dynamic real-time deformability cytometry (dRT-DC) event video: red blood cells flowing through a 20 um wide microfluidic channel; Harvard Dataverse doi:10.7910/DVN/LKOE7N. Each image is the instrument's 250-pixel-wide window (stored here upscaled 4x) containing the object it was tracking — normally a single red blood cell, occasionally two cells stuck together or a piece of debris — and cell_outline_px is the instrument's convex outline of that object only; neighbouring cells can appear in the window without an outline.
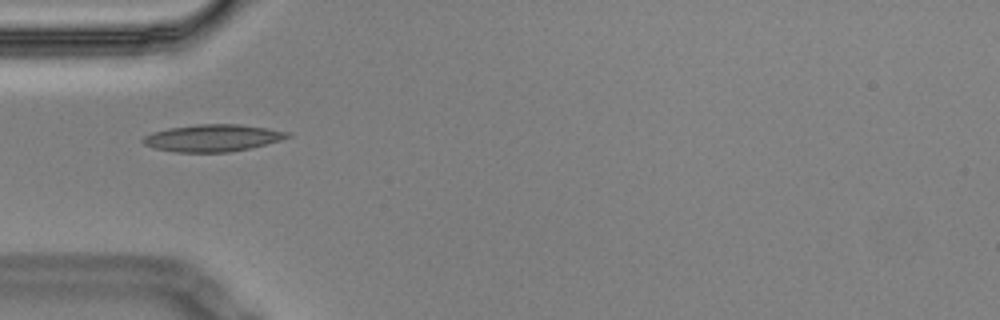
{"species": "Egyptian fruit bat (a non-hibernating species)", "species_latin": "Rousettus aegyptiacus", "temperature_condition": "cold", "stored_images_in_passage": 11, "camera_frame_rate_fps": 3000, "um_per_image_px": 0.085, "animal": {"sex": "male"}, "frame": {"image": 1, "passage_image": 1, "time_ms": 0.0, "image_size_px": [1000, 320], "cell_outline_px": [[292, 136], [280, 140], [248, 148], [228, 152], [176, 152], [152, 148], [144, 144], [140, 140], [144, 136], [152, 132], [168, 128], [196, 124], [240, 124], [268, 128], [288, 132]], "centroid_in_image_um": [18.02, 11.72], "position_along_channel_um": 67.0, "area_um2": 22.77}}
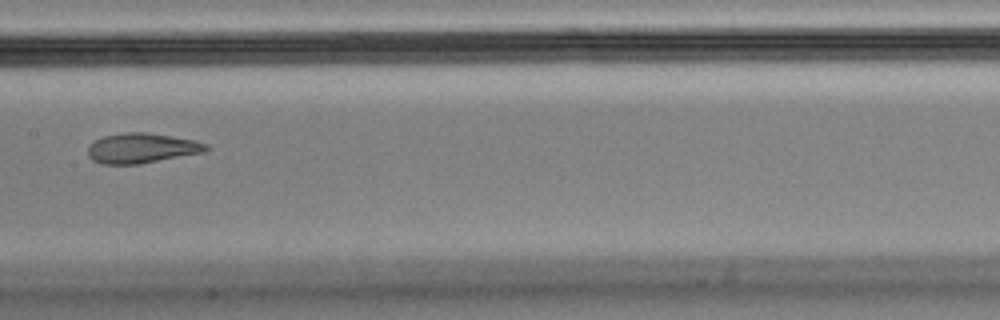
{"frame": {"image": 2, "passage_image": 4, "time_ms": 1.0, "image_size_px": [1000, 320], "cell_outline_px": [[212, 148], [204, 152], [140, 164], [104, 164], [92, 160], [88, 156], [88, 148], [96, 140], [104, 136], [124, 132], [144, 132], [196, 140], [208, 144]], "centroid_in_image_um": [12.09, 12.59], "position_along_channel_um": 195.3, "area_um2": 20.63}}
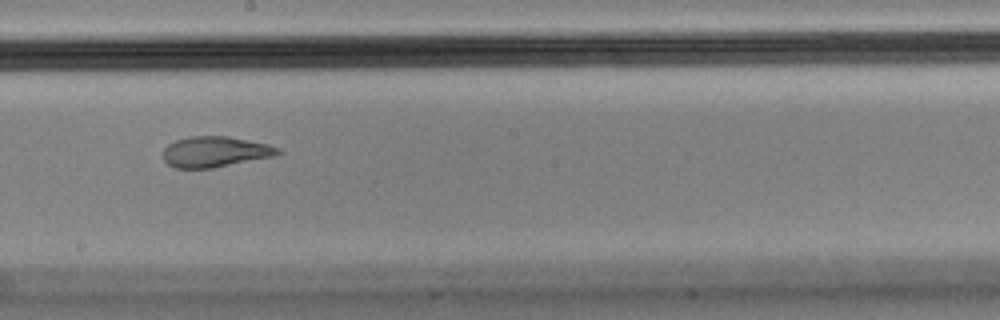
{"frame": {"image": 3, "passage_image": 5, "time_ms": 1.333, "image_size_px": [1000, 320], "cell_outline_px": [[280, 152], [276, 156], [212, 168], [172, 168], [164, 160], [164, 148], [168, 144], [176, 140], [192, 136], [228, 136], [268, 144], [280, 148]], "centroid_in_image_um": [18.29, 12.9], "position_along_channel_um": 229.9, "area_um2": 20.52}}